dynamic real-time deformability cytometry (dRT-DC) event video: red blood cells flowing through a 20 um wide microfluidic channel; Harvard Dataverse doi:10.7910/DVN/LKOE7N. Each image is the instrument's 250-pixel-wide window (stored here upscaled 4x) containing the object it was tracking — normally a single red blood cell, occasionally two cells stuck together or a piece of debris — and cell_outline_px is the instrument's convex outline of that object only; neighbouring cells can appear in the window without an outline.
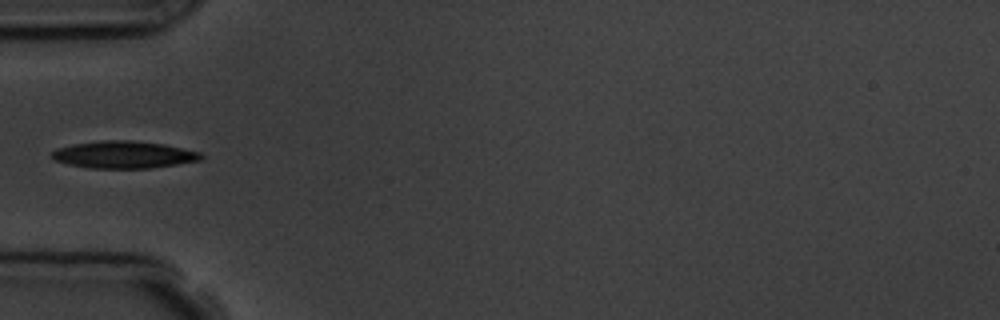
{"species": "common noctule bat (a hibernating species)", "species_latin": "Nyctalus noctula", "temperature_condition": "room temperature", "stored_images_in_passage": 3, "camera_frame_rate_fps": 3000, "um_per_image_px": 0.085, "animal": {"sex": "male", "body_mass_g": 19.5, "forearm_length_mm": 54.6}, "frame": {"image": 1, "passage_image": 2, "time_ms": 1.333, "image_size_px": [1000, 320], "cell_outline_px": [[204, 160], [148, 168], [88, 168], [68, 164], [52, 160], [52, 152], [56, 148], [72, 144], [100, 140], [132, 140], [164, 144], [200, 152], [204, 156]], "centroid_in_image_um": [10.51, 13.14], "position_along_channel_um": 74.5, "area_um2": 23.81}}